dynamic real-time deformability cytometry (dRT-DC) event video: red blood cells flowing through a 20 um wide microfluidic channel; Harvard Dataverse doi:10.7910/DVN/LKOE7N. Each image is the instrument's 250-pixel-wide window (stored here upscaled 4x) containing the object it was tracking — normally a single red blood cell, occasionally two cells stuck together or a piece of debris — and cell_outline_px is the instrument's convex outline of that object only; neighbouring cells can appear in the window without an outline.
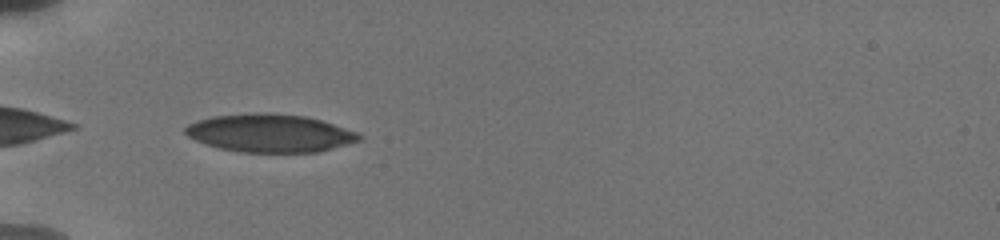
{"species": "human", "species_latin": "Homo sapiens", "temperature_condition": "cold", "stored_images_in_passage": 18, "camera_frame_rate_fps": 3000, "um_per_image_px": 0.085, "donor": {"sex": "male"}, "frame": {"image": 1, "passage_image": 1, "time_ms": 0.0, "image_size_px": [1000, 240], "cell_outline_px": [[364, 136], [360, 140], [332, 148], [316, 152], [240, 152], [220, 148], [196, 140], [188, 136], [184, 132], [184, 128], [188, 124], [196, 120], [212, 116], [256, 112], [268, 112], [304, 116], [320, 120], [356, 132]], "centroid_in_image_um": [22.9, 11.3], "position_along_channel_um": 62.1, "area_um2": 38.32}}
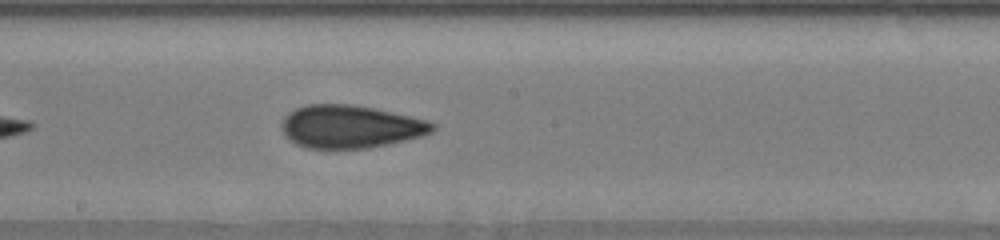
{"frame": {"image": 2, "passage_image": 13, "time_ms": 4.333, "image_size_px": [1000, 240], "cell_outline_px": [[436, 128], [432, 132], [420, 136], [388, 144], [368, 148], [308, 148], [296, 144], [284, 136], [280, 128], [280, 124], [284, 116], [288, 112], [296, 108], [308, 104], [352, 104], [372, 108], [428, 120], [436, 124]], "centroid_in_image_um": [29.73, 10.76], "position_along_channel_um": 218.5, "area_um2": 37.74}}
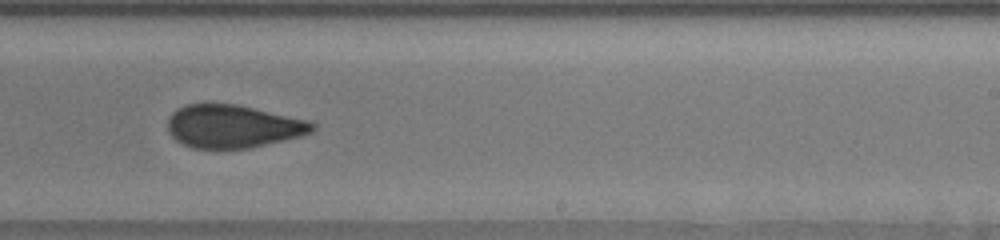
{"frame": {"image": 3, "passage_image": 17, "time_ms": 5.667, "image_size_px": [1000, 240], "cell_outline_px": [[316, 128], [312, 132], [300, 136], [252, 148], [220, 152], [192, 148], [176, 140], [168, 132], [168, 120], [172, 112], [176, 108], [188, 104], [236, 104], [308, 120], [316, 124]], "centroid_in_image_um": [19.78, 10.79], "position_along_channel_um": 269.2, "area_um2": 37.05}}